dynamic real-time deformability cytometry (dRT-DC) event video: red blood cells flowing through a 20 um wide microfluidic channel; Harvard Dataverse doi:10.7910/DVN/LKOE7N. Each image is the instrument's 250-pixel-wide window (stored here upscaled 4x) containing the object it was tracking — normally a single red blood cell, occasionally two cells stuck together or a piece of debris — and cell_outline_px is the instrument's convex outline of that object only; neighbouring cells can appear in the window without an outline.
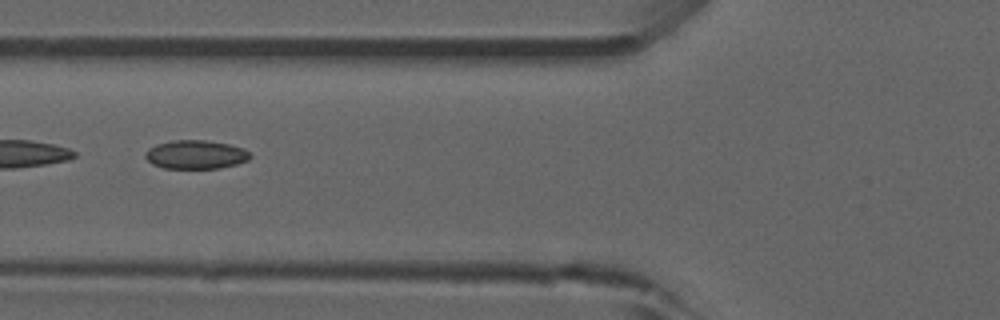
{"species": "common noctule bat (a hibernating species)", "species_latin": "Nyctalus noctula", "temperature_condition": "room temperature", "stored_images_in_passage": 34, "camera_frame_rate_fps": 3000, "um_per_image_px": 0.085, "animal": {"sex": "male", "forearm_length_mm": 52.5}, "frame": {"image": 1, "passage_image": 20, "time_ms": 6.333, "image_size_px": [1000, 320], "cell_outline_px": [[252, 156], [248, 160], [236, 164], [220, 168], [164, 168], [152, 164], [144, 156], [144, 152], [148, 148], [156, 144], [172, 140], [204, 140], [228, 144], [244, 148]], "centroid_in_image_um": [16.61, 13.13], "position_along_channel_um": 109.2, "area_um2": 17.57}}